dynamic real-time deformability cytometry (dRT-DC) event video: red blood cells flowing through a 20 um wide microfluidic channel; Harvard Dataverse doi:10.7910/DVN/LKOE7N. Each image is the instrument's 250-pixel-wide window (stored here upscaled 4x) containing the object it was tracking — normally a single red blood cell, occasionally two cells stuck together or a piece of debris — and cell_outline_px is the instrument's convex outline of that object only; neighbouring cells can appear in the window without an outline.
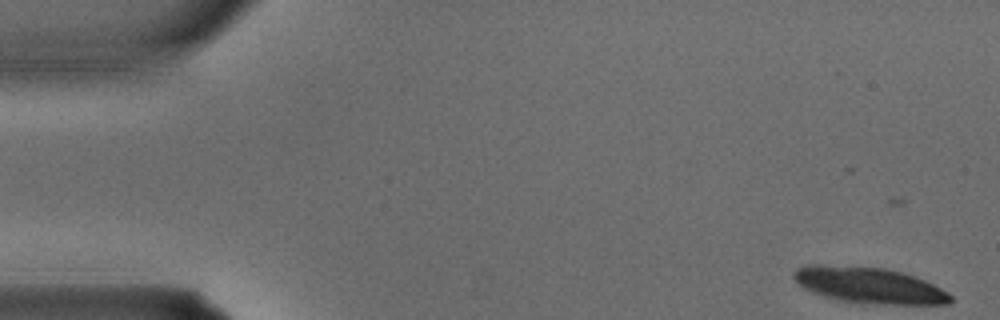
{"species": "common noctule bat (a hibernating species)", "species_latin": "Nyctalus noctula", "temperature_condition": "warm", "stored_images_in_passage": 3, "camera_frame_rate_fps": 3000, "um_per_image_px": 0.085, "animal": {"sex": "male", "body_mass_g": 15.6}, "frame": {"image": 1, "passage_image": 1, "time_ms": 0.0, "image_size_px": [1000, 320], "cell_outline_px": [[952, 300], [948, 304], [860, 304], [836, 300], [812, 292], [804, 288], [792, 276], [792, 272], [796, 268], [804, 264], [816, 264], [884, 268], [900, 272], [924, 280], [948, 292], [952, 296]], "centroid_in_image_um": [73.82, 24.26], "position_along_channel_um": 11.2, "area_um2": 33.0}}